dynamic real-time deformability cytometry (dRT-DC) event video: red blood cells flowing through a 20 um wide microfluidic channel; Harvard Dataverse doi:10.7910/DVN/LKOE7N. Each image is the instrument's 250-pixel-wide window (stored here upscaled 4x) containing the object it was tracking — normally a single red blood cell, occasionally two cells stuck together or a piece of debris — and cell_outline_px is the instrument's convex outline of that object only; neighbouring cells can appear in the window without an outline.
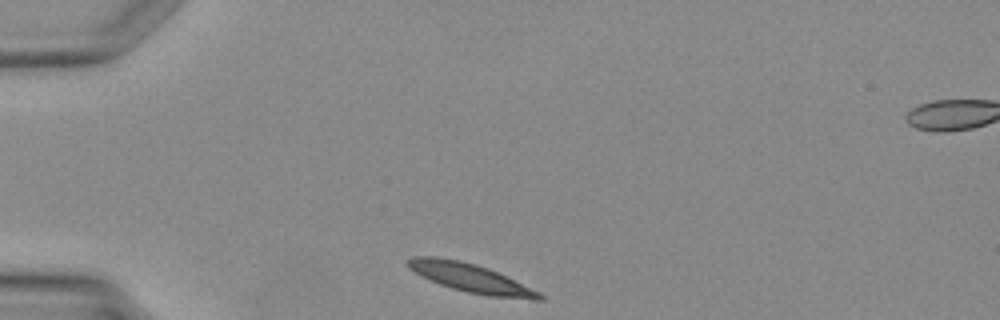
{"species": "Egyptian fruit bat (a non-hibernating species)", "species_latin": "Rousettus aegyptiacus", "temperature_condition": "warm", "stored_images_in_passage": 25, "camera_frame_rate_fps": 3000, "um_per_image_px": 0.085, "animal": {"sex": "female"}, "frame": {"image": 1, "passage_image": 1, "time_ms": 0.0, "image_size_px": [1000, 320], "cell_outline_px": [[544, 300], [532, 300], [488, 296], [468, 292], [452, 288], [440, 284], [420, 276], [408, 268], [404, 264], [404, 260], [412, 256], [436, 256], [460, 260], [476, 264], [488, 268], [540, 292], [544, 296]], "centroid_in_image_um": [39.94, 23.62], "position_along_channel_um": 45.1, "area_um2": 22.2}}
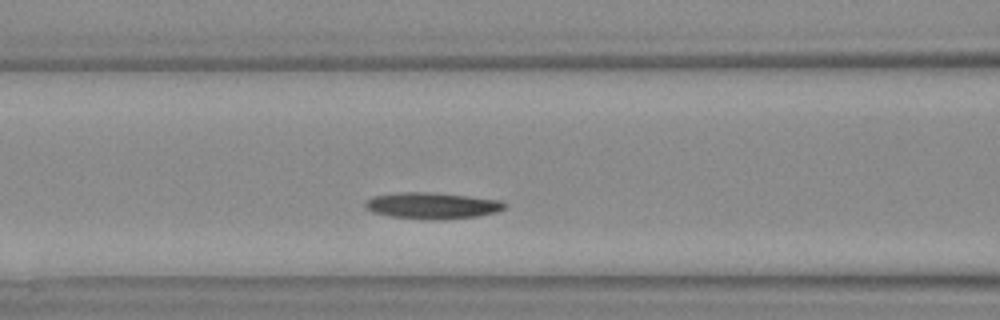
{"frame": {"image": 2, "passage_image": 8, "time_ms": 2.333, "image_size_px": [1000, 320], "cell_outline_px": [[508, 204], [504, 208], [496, 212], [476, 216], [440, 220], [424, 220], [388, 216], [372, 212], [364, 208], [364, 204], [372, 196], [400, 192], [428, 192], [468, 196], [500, 200]], "centroid_in_image_um": [36.7, 17.49], "position_along_channel_um": 129.9, "area_um2": 21.56}}